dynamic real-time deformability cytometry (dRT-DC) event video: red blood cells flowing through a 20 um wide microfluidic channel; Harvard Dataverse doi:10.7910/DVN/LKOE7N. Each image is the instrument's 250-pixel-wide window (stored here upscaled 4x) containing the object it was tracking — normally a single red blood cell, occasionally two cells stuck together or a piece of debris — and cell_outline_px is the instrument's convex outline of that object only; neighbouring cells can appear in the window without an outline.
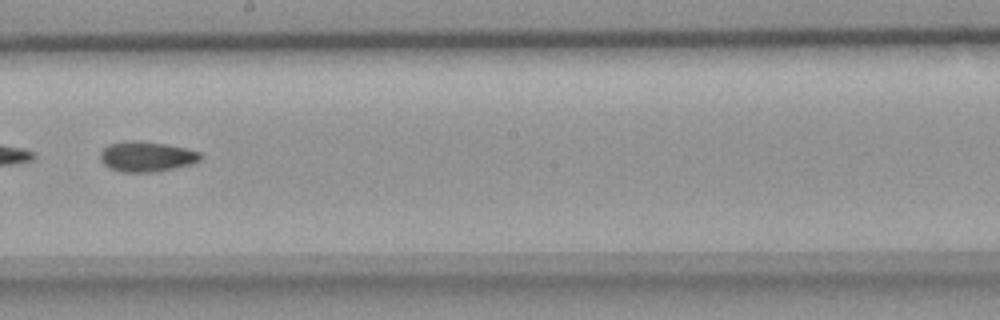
{"species": "common noctule bat (a hibernating species)", "species_latin": "Nyctalus noctula", "temperature_condition": "room temperature", "stored_images_in_passage": 44, "camera_frame_rate_fps": 3000, "um_per_image_px": 0.085, "animal": {"sex": "female", "body_mass_g": 18.4}, "frame": {"image": 1, "passage_image": 25, "time_ms": 8.0, "image_size_px": [1000, 320], "cell_outline_px": [[204, 156], [200, 160], [192, 164], [156, 172], [120, 172], [108, 168], [100, 160], [100, 152], [108, 144], [132, 140], [136, 140], [164, 144], [184, 148], [200, 152]], "centroid_in_image_um": [12.45, 13.32], "position_along_channel_um": 235.8, "area_um2": 17.74}}
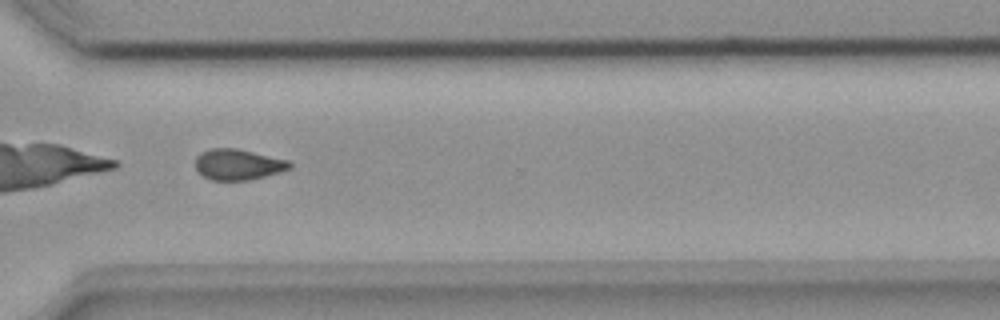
{"frame": {"image": 2, "passage_image": 33, "time_ms": 10.667, "image_size_px": [1000, 320], "cell_outline_px": [[292, 168], [280, 172], [248, 180], [212, 180], [204, 176], [196, 168], [196, 156], [200, 152], [212, 148], [236, 148], [288, 160], [292, 164]], "centroid_in_image_um": [20.24, 13.97], "position_along_channel_um": 350.4, "area_um2": 16.82}}